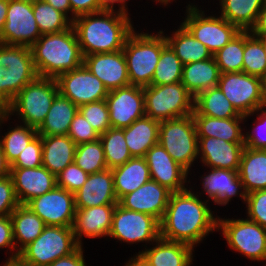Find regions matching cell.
I'll list each match as a JSON object with an SVG mask.
<instances>
[{
	"label": "cell",
	"mask_w": 266,
	"mask_h": 266,
	"mask_svg": "<svg viewBox=\"0 0 266 266\" xmlns=\"http://www.w3.org/2000/svg\"><path fill=\"white\" fill-rule=\"evenodd\" d=\"M201 197L193 186L172 192L160 221V237L195 248L206 236L217 231L219 216L211 210L209 200Z\"/></svg>",
	"instance_id": "cell-1"
},
{
	"label": "cell",
	"mask_w": 266,
	"mask_h": 266,
	"mask_svg": "<svg viewBox=\"0 0 266 266\" xmlns=\"http://www.w3.org/2000/svg\"><path fill=\"white\" fill-rule=\"evenodd\" d=\"M116 7L80 15L72 21L83 57L123 50L125 41L136 28L129 10Z\"/></svg>",
	"instance_id": "cell-2"
},
{
	"label": "cell",
	"mask_w": 266,
	"mask_h": 266,
	"mask_svg": "<svg viewBox=\"0 0 266 266\" xmlns=\"http://www.w3.org/2000/svg\"><path fill=\"white\" fill-rule=\"evenodd\" d=\"M30 48L38 77L56 79L83 65L84 57L73 27L41 35Z\"/></svg>",
	"instance_id": "cell-3"
},
{
	"label": "cell",
	"mask_w": 266,
	"mask_h": 266,
	"mask_svg": "<svg viewBox=\"0 0 266 266\" xmlns=\"http://www.w3.org/2000/svg\"><path fill=\"white\" fill-rule=\"evenodd\" d=\"M153 33L135 29L125 41L123 52L130 85L144 88L152 82L161 51L167 45L163 29Z\"/></svg>",
	"instance_id": "cell-4"
},
{
	"label": "cell",
	"mask_w": 266,
	"mask_h": 266,
	"mask_svg": "<svg viewBox=\"0 0 266 266\" xmlns=\"http://www.w3.org/2000/svg\"><path fill=\"white\" fill-rule=\"evenodd\" d=\"M37 77L30 47L0 43V111Z\"/></svg>",
	"instance_id": "cell-5"
},
{
	"label": "cell",
	"mask_w": 266,
	"mask_h": 266,
	"mask_svg": "<svg viewBox=\"0 0 266 266\" xmlns=\"http://www.w3.org/2000/svg\"><path fill=\"white\" fill-rule=\"evenodd\" d=\"M58 93L56 79L37 77L3 111L10 117L18 116V123L38 129Z\"/></svg>",
	"instance_id": "cell-6"
},
{
	"label": "cell",
	"mask_w": 266,
	"mask_h": 266,
	"mask_svg": "<svg viewBox=\"0 0 266 266\" xmlns=\"http://www.w3.org/2000/svg\"><path fill=\"white\" fill-rule=\"evenodd\" d=\"M158 143L190 174L198 159V136L192 115L160 122Z\"/></svg>",
	"instance_id": "cell-7"
},
{
	"label": "cell",
	"mask_w": 266,
	"mask_h": 266,
	"mask_svg": "<svg viewBox=\"0 0 266 266\" xmlns=\"http://www.w3.org/2000/svg\"><path fill=\"white\" fill-rule=\"evenodd\" d=\"M145 116L158 122L192 115L194 97L181 83L144 87Z\"/></svg>",
	"instance_id": "cell-8"
},
{
	"label": "cell",
	"mask_w": 266,
	"mask_h": 266,
	"mask_svg": "<svg viewBox=\"0 0 266 266\" xmlns=\"http://www.w3.org/2000/svg\"><path fill=\"white\" fill-rule=\"evenodd\" d=\"M186 16L181 24L213 54L222 49L241 30L216 14L208 15L193 3L186 6Z\"/></svg>",
	"instance_id": "cell-9"
},
{
	"label": "cell",
	"mask_w": 266,
	"mask_h": 266,
	"mask_svg": "<svg viewBox=\"0 0 266 266\" xmlns=\"http://www.w3.org/2000/svg\"><path fill=\"white\" fill-rule=\"evenodd\" d=\"M219 231L227 241L230 250L242 254L251 261L265 263L266 228L247 218L218 217L217 232Z\"/></svg>",
	"instance_id": "cell-10"
},
{
	"label": "cell",
	"mask_w": 266,
	"mask_h": 266,
	"mask_svg": "<svg viewBox=\"0 0 266 266\" xmlns=\"http://www.w3.org/2000/svg\"><path fill=\"white\" fill-rule=\"evenodd\" d=\"M79 246L72 227L46 225L42 233L18 255L33 266H49L58 258L73 253Z\"/></svg>",
	"instance_id": "cell-11"
},
{
	"label": "cell",
	"mask_w": 266,
	"mask_h": 266,
	"mask_svg": "<svg viewBox=\"0 0 266 266\" xmlns=\"http://www.w3.org/2000/svg\"><path fill=\"white\" fill-rule=\"evenodd\" d=\"M160 237V222L153 216L123 208L119 203L113 213L109 238L147 248Z\"/></svg>",
	"instance_id": "cell-12"
},
{
	"label": "cell",
	"mask_w": 266,
	"mask_h": 266,
	"mask_svg": "<svg viewBox=\"0 0 266 266\" xmlns=\"http://www.w3.org/2000/svg\"><path fill=\"white\" fill-rule=\"evenodd\" d=\"M217 86L241 115L263 107L259 77L244 72L221 73Z\"/></svg>",
	"instance_id": "cell-13"
},
{
	"label": "cell",
	"mask_w": 266,
	"mask_h": 266,
	"mask_svg": "<svg viewBox=\"0 0 266 266\" xmlns=\"http://www.w3.org/2000/svg\"><path fill=\"white\" fill-rule=\"evenodd\" d=\"M40 36L33 13V0H8L1 43L31 47Z\"/></svg>",
	"instance_id": "cell-14"
},
{
	"label": "cell",
	"mask_w": 266,
	"mask_h": 266,
	"mask_svg": "<svg viewBox=\"0 0 266 266\" xmlns=\"http://www.w3.org/2000/svg\"><path fill=\"white\" fill-rule=\"evenodd\" d=\"M61 95L69 98L78 107L100 100H105L108 89L83 64L77 69L67 71L56 78Z\"/></svg>",
	"instance_id": "cell-15"
},
{
	"label": "cell",
	"mask_w": 266,
	"mask_h": 266,
	"mask_svg": "<svg viewBox=\"0 0 266 266\" xmlns=\"http://www.w3.org/2000/svg\"><path fill=\"white\" fill-rule=\"evenodd\" d=\"M45 225L72 227L76 214L74 194L59 186L26 204Z\"/></svg>",
	"instance_id": "cell-16"
},
{
	"label": "cell",
	"mask_w": 266,
	"mask_h": 266,
	"mask_svg": "<svg viewBox=\"0 0 266 266\" xmlns=\"http://www.w3.org/2000/svg\"><path fill=\"white\" fill-rule=\"evenodd\" d=\"M111 128H125L145 116L144 88L129 85L110 90L106 97Z\"/></svg>",
	"instance_id": "cell-17"
},
{
	"label": "cell",
	"mask_w": 266,
	"mask_h": 266,
	"mask_svg": "<svg viewBox=\"0 0 266 266\" xmlns=\"http://www.w3.org/2000/svg\"><path fill=\"white\" fill-rule=\"evenodd\" d=\"M207 171L200 177V185L204 189H201L202 194L197 191L200 196L206 194V199L218 206L228 205L235 197H241L242 202L246 203L247 193L238 171L219 168H210Z\"/></svg>",
	"instance_id": "cell-18"
},
{
	"label": "cell",
	"mask_w": 266,
	"mask_h": 266,
	"mask_svg": "<svg viewBox=\"0 0 266 266\" xmlns=\"http://www.w3.org/2000/svg\"><path fill=\"white\" fill-rule=\"evenodd\" d=\"M144 158L152 180L165 186L171 192H180L188 188V184H190L188 175L191 174L176 163L159 143L152 146Z\"/></svg>",
	"instance_id": "cell-19"
},
{
	"label": "cell",
	"mask_w": 266,
	"mask_h": 266,
	"mask_svg": "<svg viewBox=\"0 0 266 266\" xmlns=\"http://www.w3.org/2000/svg\"><path fill=\"white\" fill-rule=\"evenodd\" d=\"M83 64L103 82L108 91L130 85L123 50L84 56Z\"/></svg>",
	"instance_id": "cell-20"
},
{
	"label": "cell",
	"mask_w": 266,
	"mask_h": 266,
	"mask_svg": "<svg viewBox=\"0 0 266 266\" xmlns=\"http://www.w3.org/2000/svg\"><path fill=\"white\" fill-rule=\"evenodd\" d=\"M172 192L155 180L150 179L134 192L119 200V204L128 210L149 214L161 221Z\"/></svg>",
	"instance_id": "cell-21"
},
{
	"label": "cell",
	"mask_w": 266,
	"mask_h": 266,
	"mask_svg": "<svg viewBox=\"0 0 266 266\" xmlns=\"http://www.w3.org/2000/svg\"><path fill=\"white\" fill-rule=\"evenodd\" d=\"M244 143H229L214 137H198V159L205 168L239 171Z\"/></svg>",
	"instance_id": "cell-22"
},
{
	"label": "cell",
	"mask_w": 266,
	"mask_h": 266,
	"mask_svg": "<svg viewBox=\"0 0 266 266\" xmlns=\"http://www.w3.org/2000/svg\"><path fill=\"white\" fill-rule=\"evenodd\" d=\"M117 204H106L95 207L76 209L72 226L75 240L82 246L83 237H109L113 213Z\"/></svg>",
	"instance_id": "cell-23"
},
{
	"label": "cell",
	"mask_w": 266,
	"mask_h": 266,
	"mask_svg": "<svg viewBox=\"0 0 266 266\" xmlns=\"http://www.w3.org/2000/svg\"><path fill=\"white\" fill-rule=\"evenodd\" d=\"M10 176L19 204L26 205L35 197L51 191L56 184V176L47 168H11Z\"/></svg>",
	"instance_id": "cell-24"
},
{
	"label": "cell",
	"mask_w": 266,
	"mask_h": 266,
	"mask_svg": "<svg viewBox=\"0 0 266 266\" xmlns=\"http://www.w3.org/2000/svg\"><path fill=\"white\" fill-rule=\"evenodd\" d=\"M76 209L118 204L111 169L88 175L86 182L74 193Z\"/></svg>",
	"instance_id": "cell-25"
},
{
	"label": "cell",
	"mask_w": 266,
	"mask_h": 266,
	"mask_svg": "<svg viewBox=\"0 0 266 266\" xmlns=\"http://www.w3.org/2000/svg\"><path fill=\"white\" fill-rule=\"evenodd\" d=\"M153 247H147L140 253L152 266H191L194 248L188 244L169 241L159 237Z\"/></svg>",
	"instance_id": "cell-26"
},
{
	"label": "cell",
	"mask_w": 266,
	"mask_h": 266,
	"mask_svg": "<svg viewBox=\"0 0 266 266\" xmlns=\"http://www.w3.org/2000/svg\"><path fill=\"white\" fill-rule=\"evenodd\" d=\"M198 137H214L229 143H244V115L219 119L206 115H192ZM244 122V123H243ZM241 124H243L241 126Z\"/></svg>",
	"instance_id": "cell-27"
},
{
	"label": "cell",
	"mask_w": 266,
	"mask_h": 266,
	"mask_svg": "<svg viewBox=\"0 0 266 266\" xmlns=\"http://www.w3.org/2000/svg\"><path fill=\"white\" fill-rule=\"evenodd\" d=\"M76 144L68 135L42 136V166L55 176L74 163Z\"/></svg>",
	"instance_id": "cell-28"
},
{
	"label": "cell",
	"mask_w": 266,
	"mask_h": 266,
	"mask_svg": "<svg viewBox=\"0 0 266 266\" xmlns=\"http://www.w3.org/2000/svg\"><path fill=\"white\" fill-rule=\"evenodd\" d=\"M114 191L118 201L151 179L144 157H132L122 166L112 169Z\"/></svg>",
	"instance_id": "cell-29"
},
{
	"label": "cell",
	"mask_w": 266,
	"mask_h": 266,
	"mask_svg": "<svg viewBox=\"0 0 266 266\" xmlns=\"http://www.w3.org/2000/svg\"><path fill=\"white\" fill-rule=\"evenodd\" d=\"M220 70L214 57L183 65L182 81L188 92L195 98L199 93L216 87Z\"/></svg>",
	"instance_id": "cell-30"
},
{
	"label": "cell",
	"mask_w": 266,
	"mask_h": 266,
	"mask_svg": "<svg viewBox=\"0 0 266 266\" xmlns=\"http://www.w3.org/2000/svg\"><path fill=\"white\" fill-rule=\"evenodd\" d=\"M159 124L148 116L135 120L124 128V138L132 157H144L159 141Z\"/></svg>",
	"instance_id": "cell-31"
},
{
	"label": "cell",
	"mask_w": 266,
	"mask_h": 266,
	"mask_svg": "<svg viewBox=\"0 0 266 266\" xmlns=\"http://www.w3.org/2000/svg\"><path fill=\"white\" fill-rule=\"evenodd\" d=\"M79 107L69 98L58 93L52 102L44 121L37 129L40 136L67 135L70 124Z\"/></svg>",
	"instance_id": "cell-32"
},
{
	"label": "cell",
	"mask_w": 266,
	"mask_h": 266,
	"mask_svg": "<svg viewBox=\"0 0 266 266\" xmlns=\"http://www.w3.org/2000/svg\"><path fill=\"white\" fill-rule=\"evenodd\" d=\"M238 172L247 194L266 190V149L244 147Z\"/></svg>",
	"instance_id": "cell-33"
},
{
	"label": "cell",
	"mask_w": 266,
	"mask_h": 266,
	"mask_svg": "<svg viewBox=\"0 0 266 266\" xmlns=\"http://www.w3.org/2000/svg\"><path fill=\"white\" fill-rule=\"evenodd\" d=\"M10 218L17 253L34 241L46 226L39 216H37L27 205L23 204H20L10 214Z\"/></svg>",
	"instance_id": "cell-34"
},
{
	"label": "cell",
	"mask_w": 266,
	"mask_h": 266,
	"mask_svg": "<svg viewBox=\"0 0 266 266\" xmlns=\"http://www.w3.org/2000/svg\"><path fill=\"white\" fill-rule=\"evenodd\" d=\"M167 44L175 52L181 63L199 62L211 58L213 55L199 40L180 23L172 34L164 35Z\"/></svg>",
	"instance_id": "cell-35"
},
{
	"label": "cell",
	"mask_w": 266,
	"mask_h": 266,
	"mask_svg": "<svg viewBox=\"0 0 266 266\" xmlns=\"http://www.w3.org/2000/svg\"><path fill=\"white\" fill-rule=\"evenodd\" d=\"M265 0H219L220 16L236 25L241 31H250Z\"/></svg>",
	"instance_id": "cell-36"
},
{
	"label": "cell",
	"mask_w": 266,
	"mask_h": 266,
	"mask_svg": "<svg viewBox=\"0 0 266 266\" xmlns=\"http://www.w3.org/2000/svg\"><path fill=\"white\" fill-rule=\"evenodd\" d=\"M192 115H206L219 119L241 116L218 86L207 89L194 98Z\"/></svg>",
	"instance_id": "cell-37"
},
{
	"label": "cell",
	"mask_w": 266,
	"mask_h": 266,
	"mask_svg": "<svg viewBox=\"0 0 266 266\" xmlns=\"http://www.w3.org/2000/svg\"><path fill=\"white\" fill-rule=\"evenodd\" d=\"M12 120L4 111H0V130L4 122ZM15 127L7 128V132L0 136V144L7 162L11 165L26 148V146L38 135L37 129L26 124H15ZM1 135V134H0Z\"/></svg>",
	"instance_id": "cell-38"
},
{
	"label": "cell",
	"mask_w": 266,
	"mask_h": 266,
	"mask_svg": "<svg viewBox=\"0 0 266 266\" xmlns=\"http://www.w3.org/2000/svg\"><path fill=\"white\" fill-rule=\"evenodd\" d=\"M108 169L122 166L132 158L124 138V128H109L99 137Z\"/></svg>",
	"instance_id": "cell-39"
},
{
	"label": "cell",
	"mask_w": 266,
	"mask_h": 266,
	"mask_svg": "<svg viewBox=\"0 0 266 266\" xmlns=\"http://www.w3.org/2000/svg\"><path fill=\"white\" fill-rule=\"evenodd\" d=\"M33 13L41 35L58 33L72 27V20L43 0H33Z\"/></svg>",
	"instance_id": "cell-40"
},
{
	"label": "cell",
	"mask_w": 266,
	"mask_h": 266,
	"mask_svg": "<svg viewBox=\"0 0 266 266\" xmlns=\"http://www.w3.org/2000/svg\"><path fill=\"white\" fill-rule=\"evenodd\" d=\"M183 64L167 44L161 51L150 85H166L182 81Z\"/></svg>",
	"instance_id": "cell-41"
},
{
	"label": "cell",
	"mask_w": 266,
	"mask_h": 266,
	"mask_svg": "<svg viewBox=\"0 0 266 266\" xmlns=\"http://www.w3.org/2000/svg\"><path fill=\"white\" fill-rule=\"evenodd\" d=\"M242 72L262 78L266 75V56L262 43L250 31H244Z\"/></svg>",
	"instance_id": "cell-42"
},
{
	"label": "cell",
	"mask_w": 266,
	"mask_h": 266,
	"mask_svg": "<svg viewBox=\"0 0 266 266\" xmlns=\"http://www.w3.org/2000/svg\"><path fill=\"white\" fill-rule=\"evenodd\" d=\"M74 163L88 175L107 169L100 139L76 145Z\"/></svg>",
	"instance_id": "cell-43"
},
{
	"label": "cell",
	"mask_w": 266,
	"mask_h": 266,
	"mask_svg": "<svg viewBox=\"0 0 266 266\" xmlns=\"http://www.w3.org/2000/svg\"><path fill=\"white\" fill-rule=\"evenodd\" d=\"M244 53V31H241L213 57L220 73L242 72Z\"/></svg>",
	"instance_id": "cell-44"
},
{
	"label": "cell",
	"mask_w": 266,
	"mask_h": 266,
	"mask_svg": "<svg viewBox=\"0 0 266 266\" xmlns=\"http://www.w3.org/2000/svg\"><path fill=\"white\" fill-rule=\"evenodd\" d=\"M253 115L256 116L255 121L252 122L254 125L250 126H253L251 130L246 129L247 132L244 133L245 147L266 149V107L258 108L255 112L244 115V121L246 122L247 118L253 117Z\"/></svg>",
	"instance_id": "cell-45"
},
{
	"label": "cell",
	"mask_w": 266,
	"mask_h": 266,
	"mask_svg": "<svg viewBox=\"0 0 266 266\" xmlns=\"http://www.w3.org/2000/svg\"><path fill=\"white\" fill-rule=\"evenodd\" d=\"M78 111L99 134L111 128L106 100L83 104Z\"/></svg>",
	"instance_id": "cell-46"
},
{
	"label": "cell",
	"mask_w": 266,
	"mask_h": 266,
	"mask_svg": "<svg viewBox=\"0 0 266 266\" xmlns=\"http://www.w3.org/2000/svg\"><path fill=\"white\" fill-rule=\"evenodd\" d=\"M39 166H42V136L37 135L10 165V168H36Z\"/></svg>",
	"instance_id": "cell-47"
},
{
	"label": "cell",
	"mask_w": 266,
	"mask_h": 266,
	"mask_svg": "<svg viewBox=\"0 0 266 266\" xmlns=\"http://www.w3.org/2000/svg\"><path fill=\"white\" fill-rule=\"evenodd\" d=\"M87 177L88 174L85 171L75 163H72L56 175V184L74 194L86 182Z\"/></svg>",
	"instance_id": "cell-48"
},
{
	"label": "cell",
	"mask_w": 266,
	"mask_h": 266,
	"mask_svg": "<svg viewBox=\"0 0 266 266\" xmlns=\"http://www.w3.org/2000/svg\"><path fill=\"white\" fill-rule=\"evenodd\" d=\"M67 135L76 145L93 142L98 140L100 137V134L90 123H88L79 111L72 120Z\"/></svg>",
	"instance_id": "cell-49"
},
{
	"label": "cell",
	"mask_w": 266,
	"mask_h": 266,
	"mask_svg": "<svg viewBox=\"0 0 266 266\" xmlns=\"http://www.w3.org/2000/svg\"><path fill=\"white\" fill-rule=\"evenodd\" d=\"M245 204L247 219L266 228V190L248 193Z\"/></svg>",
	"instance_id": "cell-50"
},
{
	"label": "cell",
	"mask_w": 266,
	"mask_h": 266,
	"mask_svg": "<svg viewBox=\"0 0 266 266\" xmlns=\"http://www.w3.org/2000/svg\"><path fill=\"white\" fill-rule=\"evenodd\" d=\"M19 205L12 177L0 179V217L9 216Z\"/></svg>",
	"instance_id": "cell-51"
},
{
	"label": "cell",
	"mask_w": 266,
	"mask_h": 266,
	"mask_svg": "<svg viewBox=\"0 0 266 266\" xmlns=\"http://www.w3.org/2000/svg\"><path fill=\"white\" fill-rule=\"evenodd\" d=\"M71 6V20L77 16L96 13L108 6L102 0H69Z\"/></svg>",
	"instance_id": "cell-52"
},
{
	"label": "cell",
	"mask_w": 266,
	"mask_h": 266,
	"mask_svg": "<svg viewBox=\"0 0 266 266\" xmlns=\"http://www.w3.org/2000/svg\"><path fill=\"white\" fill-rule=\"evenodd\" d=\"M10 250L9 257L17 256L15 243L13 239V229L10 215L0 217V249ZM9 248V249H7Z\"/></svg>",
	"instance_id": "cell-53"
},
{
	"label": "cell",
	"mask_w": 266,
	"mask_h": 266,
	"mask_svg": "<svg viewBox=\"0 0 266 266\" xmlns=\"http://www.w3.org/2000/svg\"><path fill=\"white\" fill-rule=\"evenodd\" d=\"M84 246H79L73 253L58 258L49 266H87L84 257Z\"/></svg>",
	"instance_id": "cell-54"
},
{
	"label": "cell",
	"mask_w": 266,
	"mask_h": 266,
	"mask_svg": "<svg viewBox=\"0 0 266 266\" xmlns=\"http://www.w3.org/2000/svg\"><path fill=\"white\" fill-rule=\"evenodd\" d=\"M250 33L253 36H266V3L259 12L256 23L251 28Z\"/></svg>",
	"instance_id": "cell-55"
},
{
	"label": "cell",
	"mask_w": 266,
	"mask_h": 266,
	"mask_svg": "<svg viewBox=\"0 0 266 266\" xmlns=\"http://www.w3.org/2000/svg\"><path fill=\"white\" fill-rule=\"evenodd\" d=\"M56 10L66 14L71 19V6L69 0H43ZM70 14V15H69Z\"/></svg>",
	"instance_id": "cell-56"
},
{
	"label": "cell",
	"mask_w": 266,
	"mask_h": 266,
	"mask_svg": "<svg viewBox=\"0 0 266 266\" xmlns=\"http://www.w3.org/2000/svg\"><path fill=\"white\" fill-rule=\"evenodd\" d=\"M10 170V164L7 162L5 154L3 153L2 146L0 144V179L9 176Z\"/></svg>",
	"instance_id": "cell-57"
},
{
	"label": "cell",
	"mask_w": 266,
	"mask_h": 266,
	"mask_svg": "<svg viewBox=\"0 0 266 266\" xmlns=\"http://www.w3.org/2000/svg\"><path fill=\"white\" fill-rule=\"evenodd\" d=\"M124 266H152L140 253L129 258Z\"/></svg>",
	"instance_id": "cell-58"
},
{
	"label": "cell",
	"mask_w": 266,
	"mask_h": 266,
	"mask_svg": "<svg viewBox=\"0 0 266 266\" xmlns=\"http://www.w3.org/2000/svg\"><path fill=\"white\" fill-rule=\"evenodd\" d=\"M8 10V0H0V43Z\"/></svg>",
	"instance_id": "cell-59"
},
{
	"label": "cell",
	"mask_w": 266,
	"mask_h": 266,
	"mask_svg": "<svg viewBox=\"0 0 266 266\" xmlns=\"http://www.w3.org/2000/svg\"><path fill=\"white\" fill-rule=\"evenodd\" d=\"M6 262L2 266H33L32 264L23 260L19 255L14 257H8Z\"/></svg>",
	"instance_id": "cell-60"
},
{
	"label": "cell",
	"mask_w": 266,
	"mask_h": 266,
	"mask_svg": "<svg viewBox=\"0 0 266 266\" xmlns=\"http://www.w3.org/2000/svg\"><path fill=\"white\" fill-rule=\"evenodd\" d=\"M108 7H114V5H118V7L128 9L127 1L130 0H102ZM117 3V4H116Z\"/></svg>",
	"instance_id": "cell-61"
},
{
	"label": "cell",
	"mask_w": 266,
	"mask_h": 266,
	"mask_svg": "<svg viewBox=\"0 0 266 266\" xmlns=\"http://www.w3.org/2000/svg\"><path fill=\"white\" fill-rule=\"evenodd\" d=\"M263 107H266V75L261 78Z\"/></svg>",
	"instance_id": "cell-62"
},
{
	"label": "cell",
	"mask_w": 266,
	"mask_h": 266,
	"mask_svg": "<svg viewBox=\"0 0 266 266\" xmlns=\"http://www.w3.org/2000/svg\"><path fill=\"white\" fill-rule=\"evenodd\" d=\"M261 43L264 48L265 56H266V36H255Z\"/></svg>",
	"instance_id": "cell-63"
},
{
	"label": "cell",
	"mask_w": 266,
	"mask_h": 266,
	"mask_svg": "<svg viewBox=\"0 0 266 266\" xmlns=\"http://www.w3.org/2000/svg\"><path fill=\"white\" fill-rule=\"evenodd\" d=\"M152 1H154L156 3H160V5H162V6L164 5L166 7L175 0H152Z\"/></svg>",
	"instance_id": "cell-64"
}]
</instances>
